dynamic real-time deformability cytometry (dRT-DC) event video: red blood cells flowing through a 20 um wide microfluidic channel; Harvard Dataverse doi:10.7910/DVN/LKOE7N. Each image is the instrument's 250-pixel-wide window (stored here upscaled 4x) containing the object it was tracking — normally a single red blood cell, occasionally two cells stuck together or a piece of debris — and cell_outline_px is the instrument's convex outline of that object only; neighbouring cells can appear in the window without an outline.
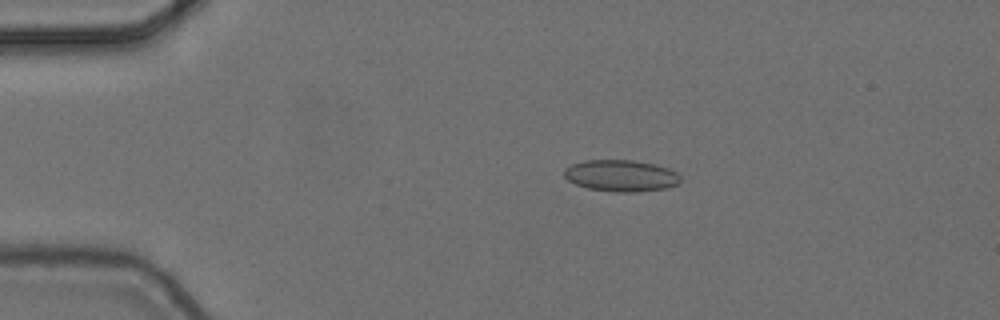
{"species": "common noctule bat (a hibernating species)", "species_latin": "Nyctalus noctula", "temperature_condition": "cold", "stored_images_in_passage": 7, "camera_frame_rate_fps": 3000, "um_per_image_px": 0.085, "animal": {"sex": "female", "body_mass_g": 24.6, "forearm_length_mm": 56.2}, "frame": {"image": 1, "passage_image": 3, "time_ms": 0.667, "image_size_px": [1000, 320], "cell_outline_px": [[680, 184], [668, 188], [636, 192], [616, 192], [588, 188], [576, 184], [568, 180], [564, 176], [564, 168], [572, 164], [584, 160], [632, 160], [656, 164], [668, 168], [676, 172], [680, 176]], "centroid_in_image_um": [52.81, 14.93], "position_along_channel_um": 32.2, "area_um2": 21.56}}
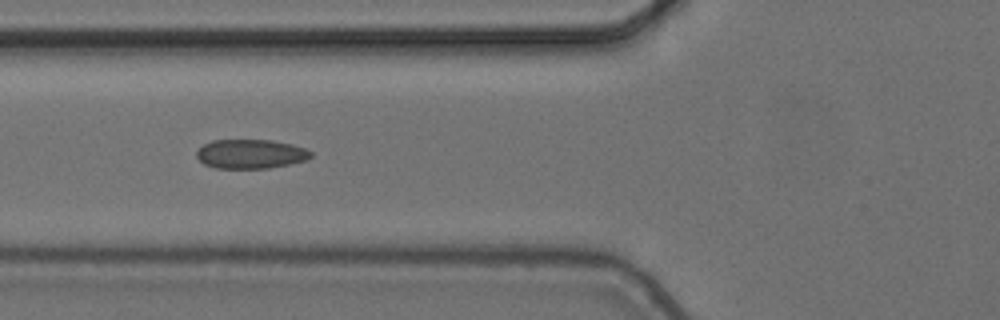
{"frame": {"image": 2, "passage_image": 6, "time_ms": 1.667, "image_size_px": [1000, 320], "cell_outline_px": [[312, 156], [308, 160], [268, 168], [216, 168], [204, 164], [196, 156], [196, 152], [204, 144], [212, 140], [272, 140], [292, 144], [304, 148], [312, 152]], "centroid_in_image_um": [21.31, 13.08], "position_along_channel_um": 104.5, "area_um2": 19.42}}
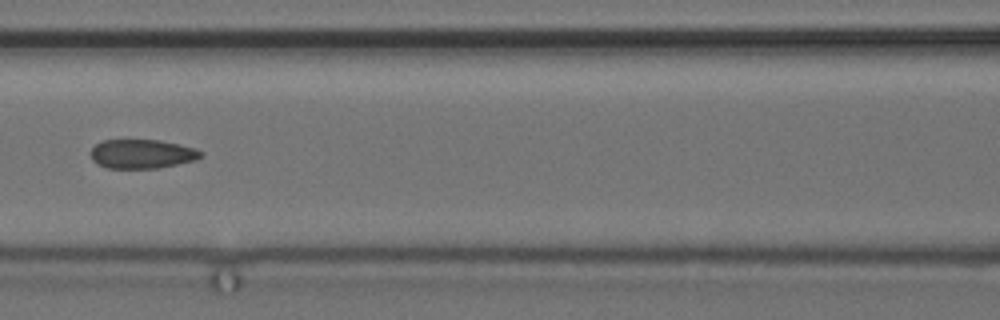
{"frame": {"image": 3, "passage_image": 7, "time_ms": 2.0, "image_size_px": [1000, 320], "cell_outline_px": [[204, 156], [196, 160], [160, 168], [108, 168], [96, 164], [92, 160], [92, 148], [96, 144], [104, 140], [160, 140], [196, 148], [204, 152]], "centroid_in_image_um": [12.12, 13.09], "position_along_channel_um": 154.5, "area_um2": 18.79}}